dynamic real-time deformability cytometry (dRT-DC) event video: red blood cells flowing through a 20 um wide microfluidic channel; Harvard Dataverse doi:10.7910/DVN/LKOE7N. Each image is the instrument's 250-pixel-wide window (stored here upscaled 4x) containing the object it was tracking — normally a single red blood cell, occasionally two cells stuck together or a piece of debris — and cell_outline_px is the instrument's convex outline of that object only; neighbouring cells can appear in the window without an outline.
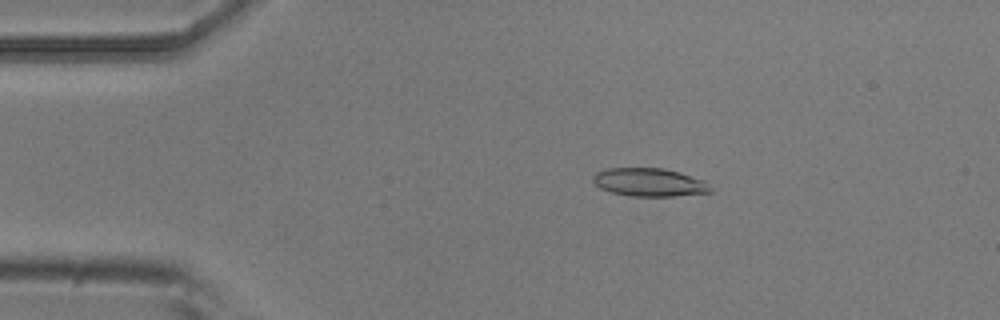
{"species": "common noctule bat (a hibernating species)", "species_latin": "Nyctalus noctula", "temperature_condition": "room temperature", "stored_images_in_passage": 5, "camera_frame_rate_fps": 3000, "um_per_image_px": 0.085, "animal": {"sex": "male", "body_mass_g": 20.5, "forearm_length_mm": 52.5}, "frame": {"image": 1, "passage_image": 3, "time_ms": 0.667, "image_size_px": [1000, 320], "cell_outline_px": [[712, 192], [672, 196], [632, 196], [612, 192], [600, 188], [592, 180], [592, 176], [596, 172], [608, 168], [664, 168], [680, 172], [704, 180], [712, 188]], "centroid_in_image_um": [55.2, 15.49], "position_along_channel_um": 29.8, "area_um2": 19.31}}
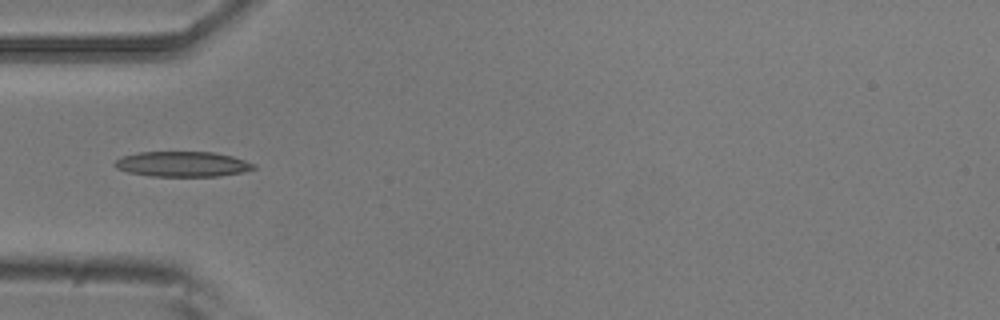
{"frame": {"image": 2, "passage_image": 5, "time_ms": 1.333, "image_size_px": [1000, 320], "cell_outline_px": [[256, 168], [240, 172], [220, 176], [152, 176], [128, 172], [116, 168], [112, 164], [120, 156], [140, 152], [212, 152], [232, 156], [256, 164]], "centroid_in_image_um": [15.48, 13.94], "position_along_channel_um": 69.5, "area_um2": 20.4}}